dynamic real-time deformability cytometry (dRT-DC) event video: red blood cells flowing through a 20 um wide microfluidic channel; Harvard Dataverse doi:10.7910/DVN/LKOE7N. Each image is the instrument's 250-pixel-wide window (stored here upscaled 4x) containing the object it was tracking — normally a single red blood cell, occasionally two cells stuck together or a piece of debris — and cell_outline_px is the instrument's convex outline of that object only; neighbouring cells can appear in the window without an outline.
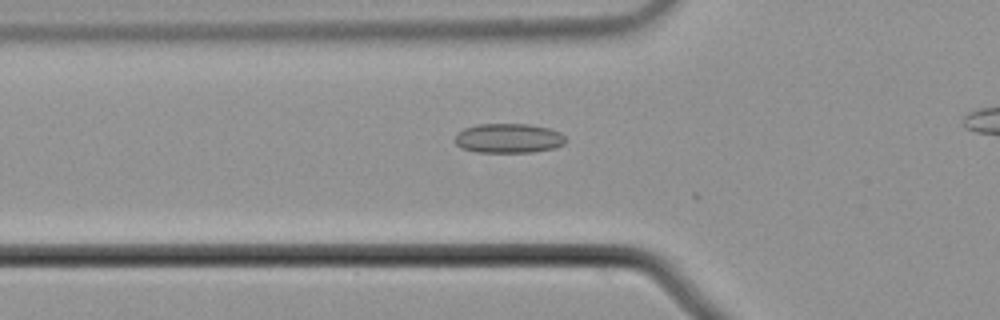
{"species": "common noctule bat (a hibernating species)", "species_latin": "Nyctalus noctula", "temperature_condition": "cold", "stored_images_in_passage": 24, "camera_frame_rate_fps": 3000, "um_per_image_px": 0.085, "animal": {"sex": "male", "body_mass_g": 21.5, "forearm_length_mm": 52.0}, "frame": {"image": 1, "passage_image": 20, "time_ms": 6.333, "image_size_px": [1000, 320], "cell_outline_px": [[564, 144], [552, 148], [532, 152], [476, 152], [460, 148], [456, 144], [456, 132], [464, 128], [476, 124], [528, 124], [548, 128], [560, 132], [564, 136]], "centroid_in_image_um": [43.18, 11.75], "position_along_channel_um": 82.6, "area_um2": 19.02}}
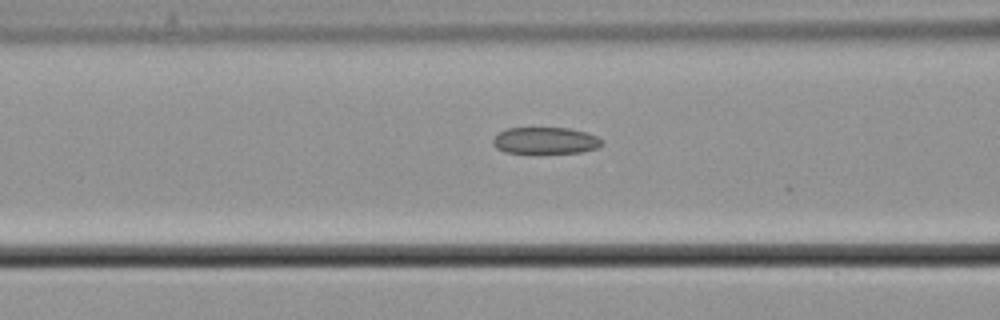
{"frame": {"image": 2, "passage_image": 23, "time_ms": 7.333, "image_size_px": [1000, 320], "cell_outline_px": [[604, 144], [600, 148], [580, 152], [504, 152], [496, 148], [492, 144], [492, 140], [500, 132], [508, 128], [568, 128], [584, 132], [596, 136], [604, 140]], "centroid_in_image_um": [46.39, 11.94], "position_along_channel_um": 120.2, "area_um2": 16.76}}